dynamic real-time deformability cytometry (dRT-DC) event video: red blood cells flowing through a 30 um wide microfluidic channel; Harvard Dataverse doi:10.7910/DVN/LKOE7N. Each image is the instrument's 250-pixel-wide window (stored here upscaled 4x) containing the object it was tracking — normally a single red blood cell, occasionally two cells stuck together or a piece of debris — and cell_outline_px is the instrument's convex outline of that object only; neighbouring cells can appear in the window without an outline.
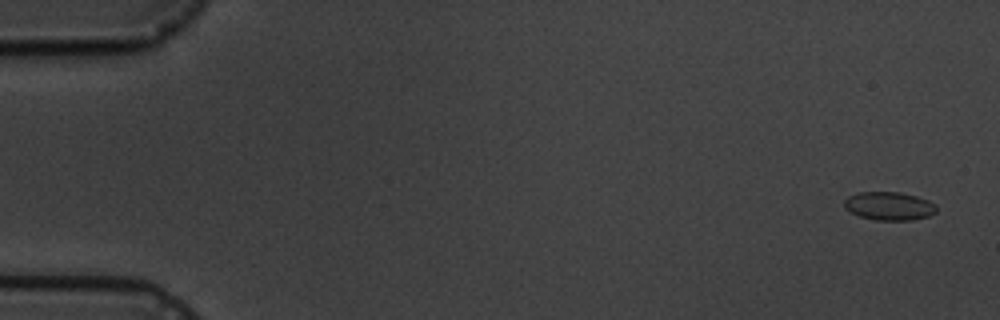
{"species": "common noctule bat (a hibernating species)", "species_latin": "Nyctalus noctula", "temperature_condition": "cold", "stored_images_in_passage": 8, "camera_frame_rate_fps": 3000, "um_per_image_px": 0.085, "animal": {"sex": "male", "body_mass_g": 19.5, "forearm_length_mm": 54.6}, "frame": {"image": 1, "passage_image": 1, "time_ms": 0.0, "image_size_px": [1000, 320], "cell_outline_px": [[936, 212], [928, 216], [912, 220], [876, 220], [860, 216], [844, 208], [844, 200], [848, 196], [856, 192], [900, 192], [916, 196], [928, 200], [936, 204]], "centroid_in_image_um": [75.57, 17.5], "position_along_channel_um": 9.4, "area_um2": 15.26}}
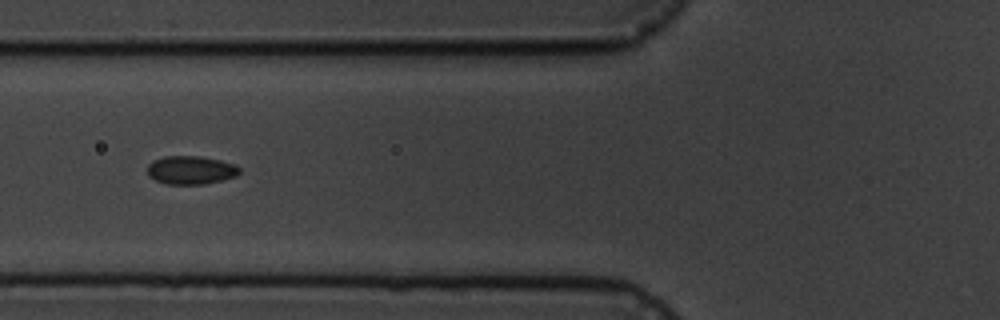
{"frame": {"image": 2, "passage_image": 7, "time_ms": 6.667, "image_size_px": [1000, 320], "cell_outline_px": [[240, 172], [236, 176], [204, 184], [168, 184], [156, 180], [148, 176], [148, 164], [152, 160], [164, 156], [200, 156], [220, 160], [236, 164], [240, 168]], "centroid_in_image_um": [16.21, 14.44], "position_along_channel_um": 109.6, "area_um2": 15.26}}
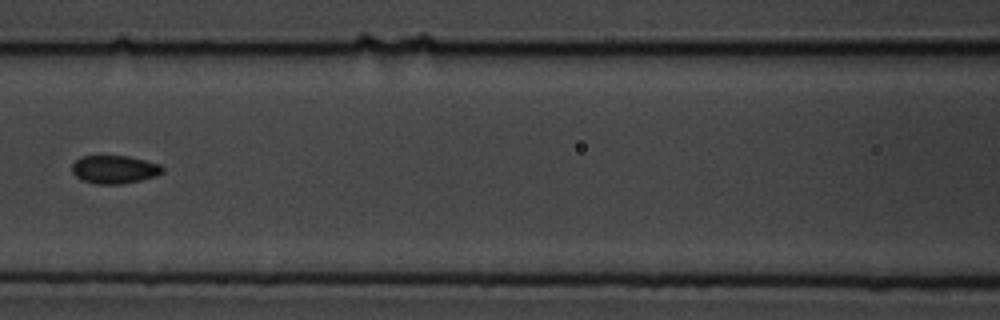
{"frame": {"image": 3, "passage_image": 8, "time_ms": 8.0, "image_size_px": [1000, 320], "cell_outline_px": [[164, 172], [156, 176], [140, 180], [120, 184], [96, 184], [84, 180], [76, 176], [72, 172], [72, 164], [80, 156], [128, 156], [160, 164], [164, 168]], "centroid_in_image_um": [9.74, 14.4], "position_along_channel_um": 156.9, "area_um2": 14.8}}